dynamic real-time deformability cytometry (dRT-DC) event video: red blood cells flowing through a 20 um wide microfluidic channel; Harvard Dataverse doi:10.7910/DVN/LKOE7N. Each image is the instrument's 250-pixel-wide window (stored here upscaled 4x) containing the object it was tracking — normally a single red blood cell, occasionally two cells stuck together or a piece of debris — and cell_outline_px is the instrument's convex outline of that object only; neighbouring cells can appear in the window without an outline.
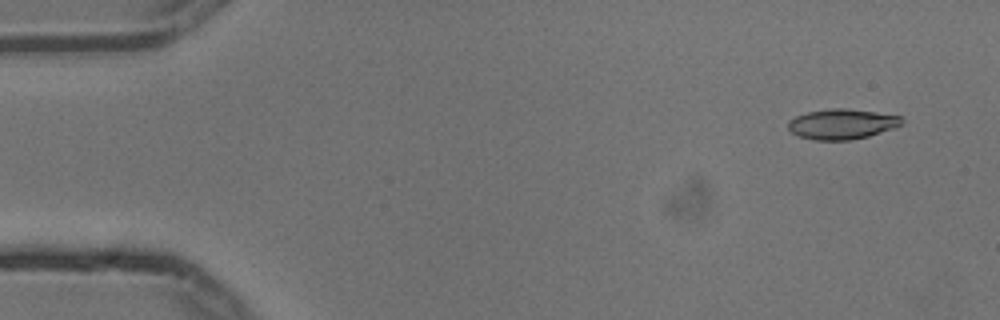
{"species": "common noctule bat (a hibernating species)", "species_latin": "Nyctalus noctula", "temperature_condition": "cold", "stored_images_in_passage": 6, "camera_frame_rate_fps": 3000, "um_per_image_px": 0.085, "animal": {"sex": "male", "body_mass_g": 13.3}, "frame": {"image": 1, "passage_image": 1, "time_ms": 0.0, "image_size_px": [1000, 320], "cell_outline_px": [[904, 120], [896, 128], [868, 136], [848, 140], [816, 140], [800, 136], [792, 132], [788, 128], [788, 120], [796, 116], [808, 112], [828, 108], [844, 108], [876, 112], [904, 116]], "centroid_in_image_um": [71.6, 10.53], "position_along_channel_um": 13.4, "area_um2": 20.06}}
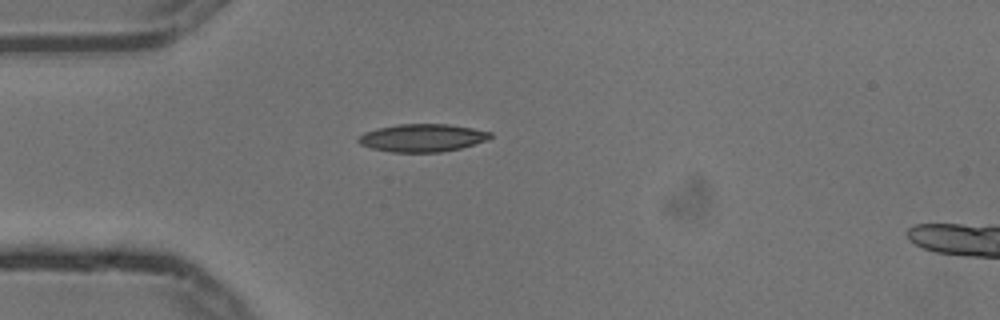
{"frame": {"image": 2, "passage_image": 4, "time_ms": 1.0, "image_size_px": [1000, 320], "cell_outline_px": [[492, 136], [488, 140], [460, 148], [440, 152], [392, 152], [372, 148], [360, 144], [356, 140], [364, 132], [376, 128], [396, 124], [448, 124], [472, 128], [492, 132]], "centroid_in_image_um": [35.89, 11.71], "position_along_channel_um": 49.1, "area_um2": 21.39}}
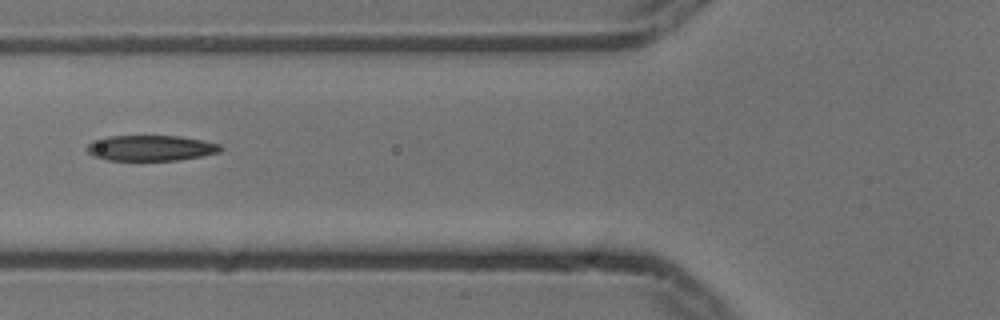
{"frame": {"image": 3, "passage_image": 6, "time_ms": 1.667, "image_size_px": [1000, 320], "cell_outline_px": [[224, 148], [220, 152], [180, 160], [108, 160], [92, 156], [84, 148], [92, 140], [108, 136], [180, 136], [220, 144]], "centroid_in_image_um": [12.78, 12.58], "position_along_channel_um": 113.0, "area_um2": 20.0}}